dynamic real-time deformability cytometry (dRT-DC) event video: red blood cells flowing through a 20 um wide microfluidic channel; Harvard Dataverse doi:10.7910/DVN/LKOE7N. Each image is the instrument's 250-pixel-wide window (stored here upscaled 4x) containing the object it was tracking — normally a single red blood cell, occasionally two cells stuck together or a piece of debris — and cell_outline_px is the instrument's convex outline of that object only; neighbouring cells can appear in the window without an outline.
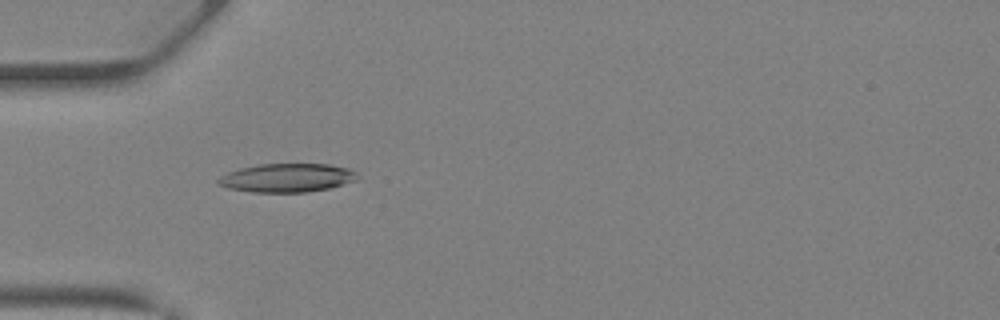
{"species": "Egyptian fruit bat (a non-hibernating species)", "species_latin": "Rousettus aegyptiacus", "temperature_condition": "warm", "stored_images_in_passage": 35, "camera_frame_rate_fps": 3000, "um_per_image_px": 0.085, "animal": {"sex": "female"}, "frame": {"image": 1, "passage_image": 7, "time_ms": 2.0, "image_size_px": [1000, 320], "cell_outline_px": [[356, 180], [328, 188], [304, 192], [252, 192], [228, 188], [216, 184], [216, 180], [220, 176], [228, 172], [240, 168], [260, 164], [328, 164], [348, 168], [356, 172]], "centroid_in_image_um": [24.34, 15.11], "position_along_channel_um": 60.7, "area_um2": 23.06}}
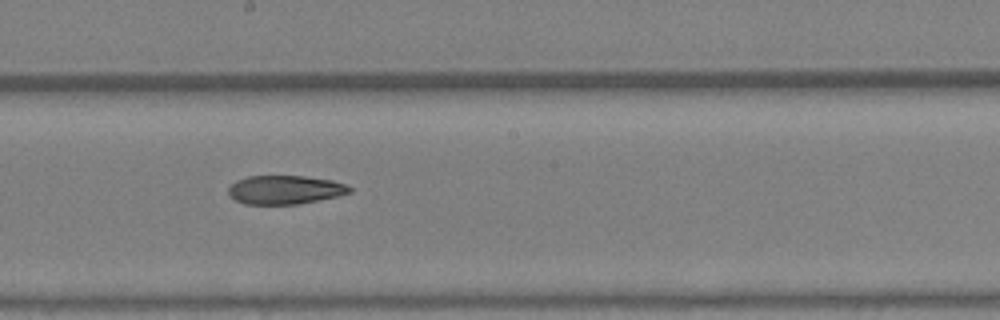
{"frame": {"image": 2, "passage_image": 17, "time_ms": 5.333, "image_size_px": [1000, 320], "cell_outline_px": [[352, 192], [336, 196], [296, 204], [244, 204], [236, 200], [228, 192], [228, 188], [236, 180], [248, 176], [304, 176], [332, 180], [348, 184], [352, 188]], "centroid_in_image_um": [24.24, 16.12], "position_along_channel_um": 224.0, "area_um2": 20.17}}
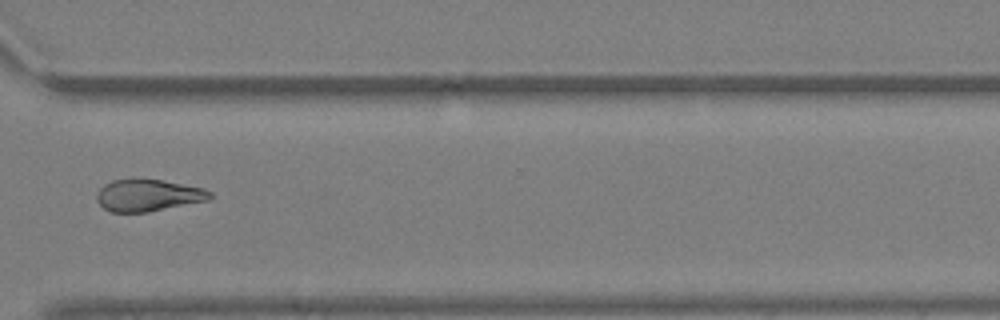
{"frame": {"image": 3, "passage_image": 25, "time_ms": 8.0, "image_size_px": [1000, 320], "cell_outline_px": [[212, 196], [208, 200], [148, 212], [112, 212], [104, 208], [96, 200], [96, 192], [104, 184], [112, 180], [140, 176], [204, 188], [212, 192]], "centroid_in_image_um": [12.55, 16.56], "position_along_channel_um": 358.0, "area_um2": 21.56}}